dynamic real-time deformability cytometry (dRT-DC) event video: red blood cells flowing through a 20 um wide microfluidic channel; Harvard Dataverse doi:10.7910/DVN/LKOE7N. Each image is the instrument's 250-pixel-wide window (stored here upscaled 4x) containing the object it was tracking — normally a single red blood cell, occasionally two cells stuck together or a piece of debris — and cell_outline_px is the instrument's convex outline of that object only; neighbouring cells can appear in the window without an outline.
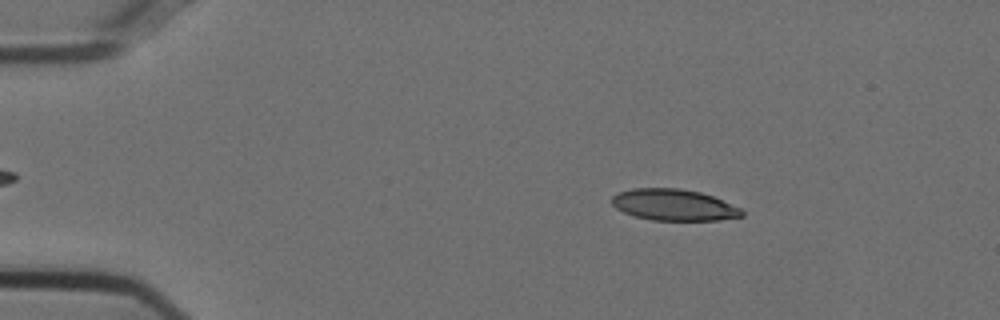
{"species": "Egyptian fruit bat (a non-hibernating species)", "species_latin": "Rousettus aegyptiacus", "temperature_condition": "cold", "stored_images_in_passage": 10, "camera_frame_rate_fps": 3000, "um_per_image_px": 0.085, "animal": {"sex": "female"}, "frame": {"image": 1, "passage_image": 2, "time_ms": 0.333, "image_size_px": [1000, 320], "cell_outline_px": [[744, 216], [720, 220], [652, 220], [636, 216], [624, 212], [616, 208], [612, 204], [612, 196], [620, 192], [632, 188], [680, 188], [700, 192], [712, 196], [740, 208], [744, 212]], "centroid_in_image_um": [57.28, 17.41], "position_along_channel_um": 27.7, "area_um2": 23.64}}